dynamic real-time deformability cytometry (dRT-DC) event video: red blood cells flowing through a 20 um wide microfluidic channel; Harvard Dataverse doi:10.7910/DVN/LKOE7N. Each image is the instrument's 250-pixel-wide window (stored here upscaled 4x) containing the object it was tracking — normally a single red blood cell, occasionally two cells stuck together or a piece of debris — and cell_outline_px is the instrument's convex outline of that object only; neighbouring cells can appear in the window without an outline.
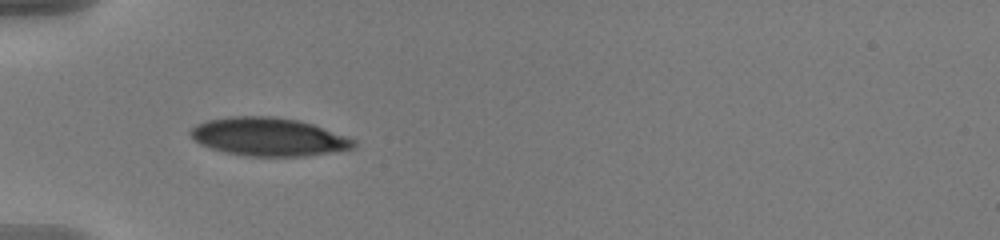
{"species": "human", "species_latin": "Homo sapiens", "temperature_condition": "warm", "stored_images_in_passage": 29, "camera_frame_rate_fps": 3000, "um_per_image_px": 0.085, "donor": {"sex": "male"}, "frame": {"image": 1, "passage_image": 1, "time_ms": 0.0, "image_size_px": [1000, 240], "cell_outline_px": [[356, 148], [304, 156], [248, 156], [228, 152], [212, 148], [200, 144], [188, 132], [196, 124], [208, 120], [228, 116], [272, 116], [300, 120], [348, 136], [356, 140]], "centroid_in_image_um": [22.86, 11.62], "position_along_channel_um": 62.1, "area_um2": 36.3}}
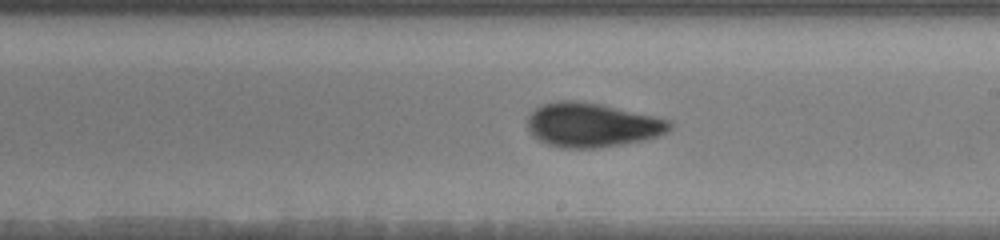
{"frame": {"image": 2, "passage_image": 16, "time_ms": 5.0, "image_size_px": [1000, 240], "cell_outline_px": [[672, 128], [656, 136], [640, 140], [620, 144], [596, 148], [560, 148], [548, 144], [532, 136], [528, 128], [528, 116], [540, 104], [560, 100], [580, 100], [600, 104], [652, 116], [668, 120], [672, 124]], "centroid_in_image_um": [50.25, 10.61], "position_along_channel_um": 238.8, "area_um2": 36.24}}
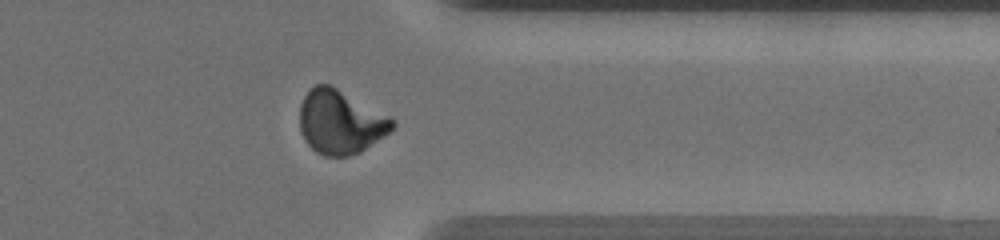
{"frame": {"image": 3, "passage_image": 28, "time_ms": 9.0, "image_size_px": [1000, 240], "cell_outline_px": [[396, 124], [384, 136], [360, 152], [348, 156], [324, 156], [316, 152], [308, 144], [300, 132], [300, 104], [304, 96], [316, 84], [332, 84], [392, 116], [396, 120]], "centroid_in_image_um": [28.96, 10.35], "position_along_channel_um": 382.4, "area_um2": 34.91}, "authors_computed_cell_mechanics": {"area_um2": 36.2984, "velocity_mm_per_s": 3.664, "shape_relaxation_time_tau1_ms": 4.6342, "shape_relaxation_time_tau2_ms": 1.5773, "deformation_change_tau1": 0.1553, "deformation_change_tau2": 0.0627}}